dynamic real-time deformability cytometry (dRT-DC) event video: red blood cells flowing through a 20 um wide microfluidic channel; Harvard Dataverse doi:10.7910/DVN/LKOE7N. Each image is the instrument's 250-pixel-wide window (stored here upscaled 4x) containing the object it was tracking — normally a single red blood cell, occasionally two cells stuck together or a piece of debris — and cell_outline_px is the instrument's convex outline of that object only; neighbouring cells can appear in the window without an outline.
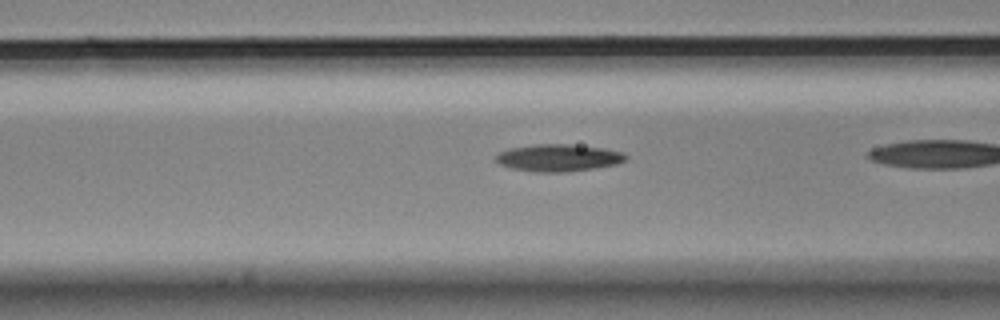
{"species": "Egyptian fruit bat (a non-hibernating species)", "species_latin": "Rousettus aegyptiacus", "temperature_condition": "cold", "stored_images_in_passage": 39, "camera_frame_rate_fps": 3000, "um_per_image_px": 0.085, "animal": {"sex": "male"}, "frame": {"image": 1, "passage_image": 18, "time_ms": 5.667, "image_size_px": [1000, 320], "cell_outline_px": [[628, 156], [624, 160], [616, 164], [592, 168], [560, 172], [540, 172], [512, 168], [500, 164], [496, 160], [496, 156], [500, 152], [508, 148], [536, 144], [572, 144], [604, 148], [624, 152]], "centroid_in_image_um": [47.47, 13.39], "position_along_channel_um": 119.1, "area_um2": 20.35}}
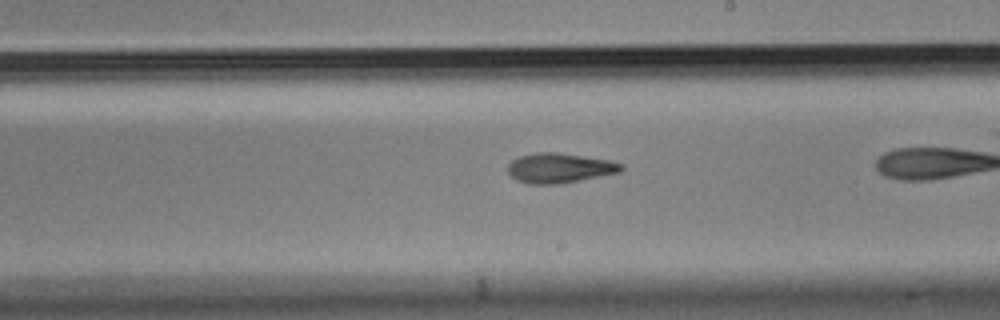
{"frame": {"image": 2, "passage_image": 28, "time_ms": 9.0, "image_size_px": [1000, 320], "cell_outline_px": [[624, 168], [620, 172], [560, 184], [532, 184], [516, 180], [508, 172], [508, 164], [512, 160], [520, 156], [536, 152], [556, 152], [584, 156], [608, 160], [624, 164]], "centroid_in_image_um": [47.56, 14.28], "position_along_channel_um": 241.4, "area_um2": 19.65}}
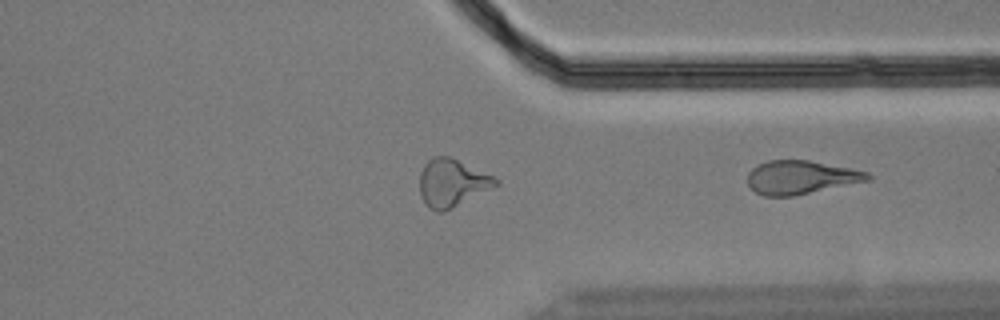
{"frame": {"image": 3, "passage_image": 39, "time_ms": 12.667, "image_size_px": [1000, 320], "cell_outline_px": [[872, 180], [792, 196], [764, 196], [756, 192], [748, 184], [748, 172], [752, 168], [768, 160], [808, 160], [852, 168], [868, 172], [872, 176]], "centroid_in_image_um": [68.1, 15.07], "position_along_channel_um": 343.3, "area_um2": 23.47}}